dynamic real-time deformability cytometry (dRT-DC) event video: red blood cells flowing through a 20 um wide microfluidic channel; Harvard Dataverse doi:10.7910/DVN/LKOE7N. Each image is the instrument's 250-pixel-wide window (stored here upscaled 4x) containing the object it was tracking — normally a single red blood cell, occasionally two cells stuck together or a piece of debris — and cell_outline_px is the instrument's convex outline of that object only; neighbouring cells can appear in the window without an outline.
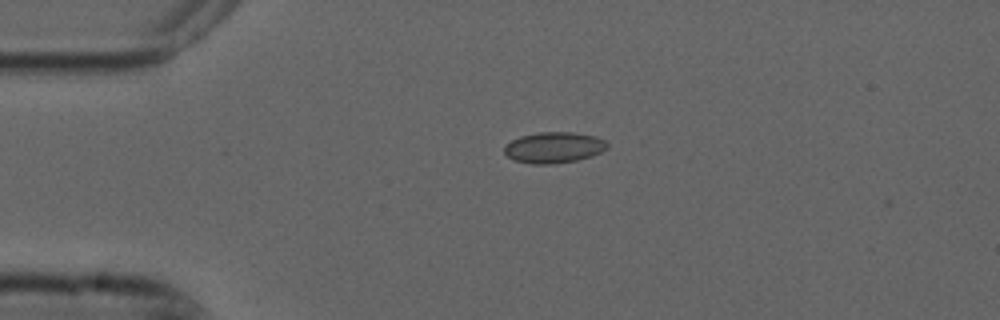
{"species": "common noctule bat (a hibernating species)", "species_latin": "Nyctalus noctula", "temperature_condition": "cold", "stored_images_in_passage": 5, "camera_frame_rate_fps": 3000, "um_per_image_px": 0.085, "animal": {"sex": "male", "forearm_length_mm": 52.5}, "frame": {"image": 1, "passage_image": 3, "time_ms": 0.667, "image_size_px": [1000, 320], "cell_outline_px": [[608, 148], [592, 156], [576, 160], [552, 164], [532, 164], [516, 160], [508, 156], [504, 152], [504, 148], [512, 140], [520, 136], [540, 132], [572, 132], [596, 136], [604, 140], [608, 144]], "centroid_in_image_um": [47.11, 12.53], "position_along_channel_um": 37.9, "area_um2": 18.44}}
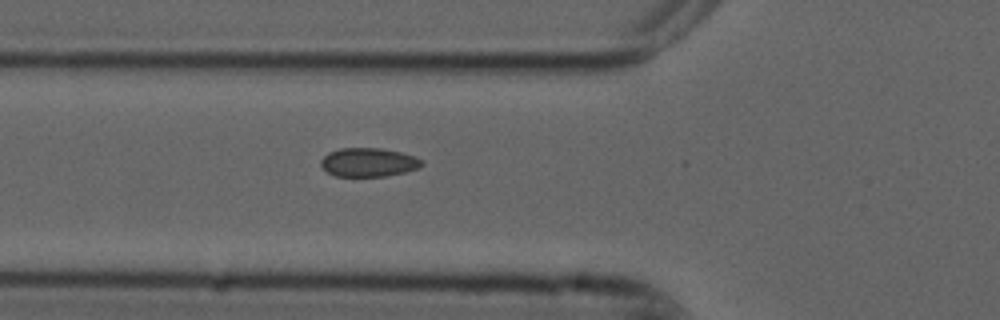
{"frame": {"image": 2, "passage_image": 5, "time_ms": 1.333, "image_size_px": [1000, 320], "cell_outline_px": [[424, 164], [420, 168], [404, 172], [384, 176], [336, 176], [328, 172], [320, 164], [320, 160], [328, 152], [340, 148], [380, 148], [400, 152], [424, 160]], "centroid_in_image_um": [31.33, 13.79], "position_along_channel_um": 94.5, "area_um2": 16.88}}